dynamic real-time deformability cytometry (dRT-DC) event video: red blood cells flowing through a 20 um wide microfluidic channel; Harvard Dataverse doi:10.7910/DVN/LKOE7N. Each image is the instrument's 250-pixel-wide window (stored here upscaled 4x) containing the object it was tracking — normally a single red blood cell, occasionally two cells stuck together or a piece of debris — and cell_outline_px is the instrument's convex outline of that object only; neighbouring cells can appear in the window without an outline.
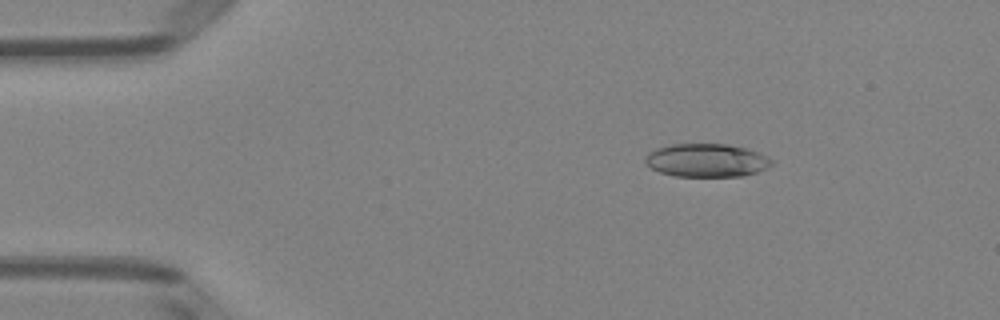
{"species": "Egyptian fruit bat (a non-hibernating species)", "species_latin": "Rousettus aegyptiacus", "temperature_condition": "room temperature", "stored_images_in_passage": 51, "camera_frame_rate_fps": 3000, "um_per_image_px": 0.085, "animal": {"sex": "female"}, "frame": {"image": 1, "passage_image": 8, "time_ms": 2.333, "image_size_px": [1000, 320], "cell_outline_px": [[772, 164], [768, 168], [744, 176], [676, 176], [660, 172], [652, 168], [644, 160], [648, 152], [656, 148], [672, 144], [728, 144], [744, 148], [756, 152], [772, 160]], "centroid_in_image_um": [60.04, 13.63], "position_along_channel_um": 25.0, "area_um2": 24.28}}
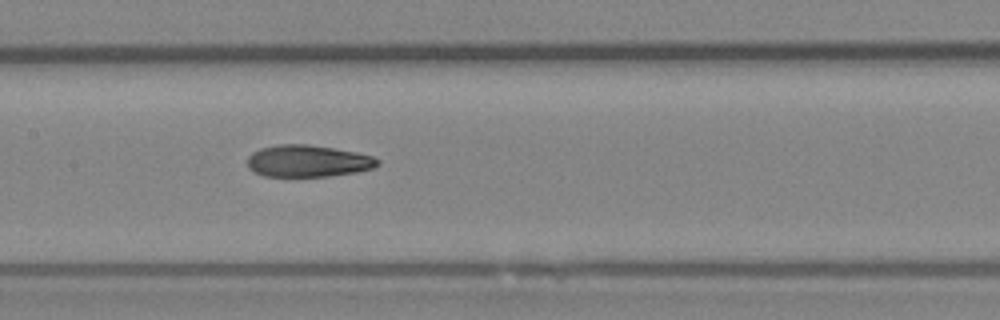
{"frame": {"image": 2, "passage_image": 25, "time_ms": 8.0, "image_size_px": [1000, 320], "cell_outline_px": [[380, 164], [372, 168], [356, 172], [328, 176], [264, 176], [248, 168], [248, 156], [252, 152], [260, 148], [280, 144], [308, 144], [356, 152], [372, 156], [380, 160]], "centroid_in_image_um": [26.17, 13.68], "position_along_channel_um": 181.2, "area_um2": 24.1}}
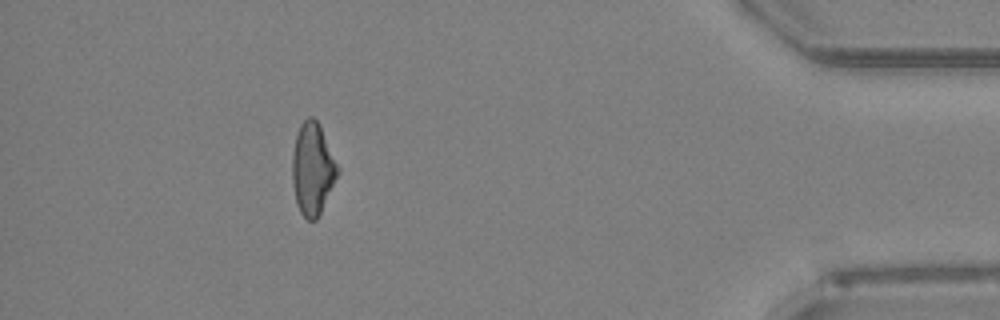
{"frame": {"image": 3, "passage_image": 46, "time_ms": 15.0, "image_size_px": [1000, 320], "cell_outline_px": [[340, 172], [316, 220], [308, 220], [300, 212], [296, 204], [292, 180], [292, 156], [296, 136], [300, 124], [308, 116], [312, 116], [320, 124], [340, 168]], "centroid_in_image_um": [26.58, 14.33], "position_along_channel_um": 408.6, "area_um2": 24.45}, "authors_computed_cell_mechanics": {"area_um2": 24.4494, "velocity_mm_per_s": 4.0114, "shape_relaxation_time_tau1_ms": 4.927, "shape_relaxation_time_tau2_ms": 3.7767, "deformation_change_tau1": 0.147, "deformation_change_tau2": 0.1196}}